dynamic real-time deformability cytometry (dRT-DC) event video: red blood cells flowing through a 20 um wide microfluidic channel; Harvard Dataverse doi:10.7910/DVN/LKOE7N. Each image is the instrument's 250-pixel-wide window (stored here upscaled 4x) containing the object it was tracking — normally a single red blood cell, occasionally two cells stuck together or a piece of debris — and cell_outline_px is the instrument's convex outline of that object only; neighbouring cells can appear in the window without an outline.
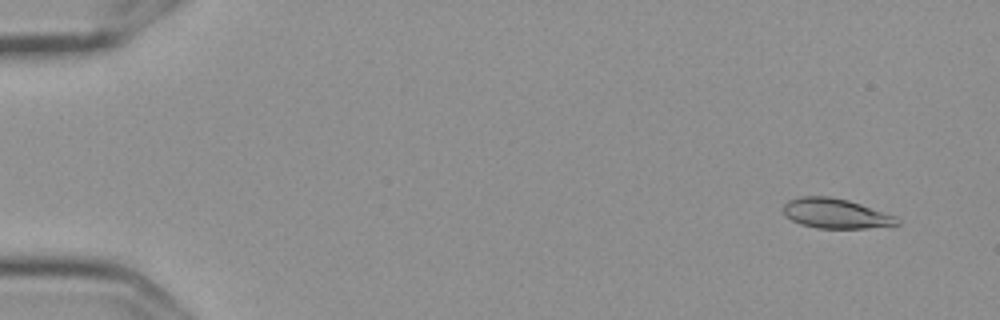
{"species": "Egyptian fruit bat (a non-hibernating species)", "species_latin": "Rousettus aegyptiacus", "temperature_condition": "cold", "stored_images_in_passage": 57, "camera_frame_rate_fps": 3000, "um_per_image_px": 0.085, "frame": {"image": 1, "passage_image": 4, "time_ms": 1.0, "image_size_px": [1000, 320], "cell_outline_px": [[900, 224], [864, 228], [816, 228], [800, 224], [784, 216], [784, 204], [788, 200], [800, 196], [828, 196], [848, 200], [896, 216], [900, 220]], "centroid_in_image_um": [71.0, 18.14], "position_along_channel_um": 14.0, "area_um2": 19.71}}
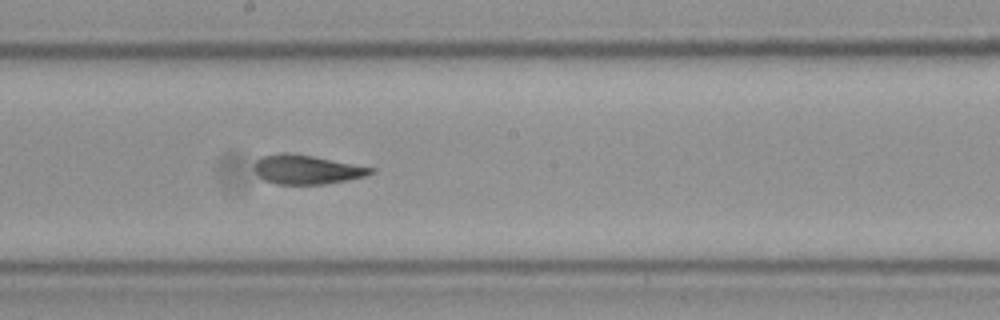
{"frame": {"image": 2, "passage_image": 32, "time_ms": 10.333, "image_size_px": [1000, 320], "cell_outline_px": [[376, 172], [364, 176], [348, 180], [324, 184], [276, 184], [264, 180], [256, 172], [256, 160], [264, 156], [284, 152], [288, 152], [312, 156], [376, 168]], "centroid_in_image_um": [26.12, 14.41], "position_along_channel_um": 222.1, "area_um2": 19.59}}
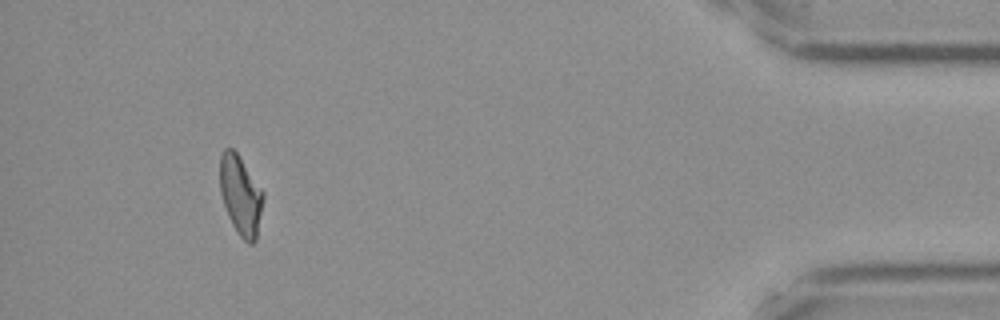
{"frame": {"image": 3, "passage_image": 53, "time_ms": 17.333, "image_size_px": [1000, 320], "cell_outline_px": [[264, 200], [256, 240], [252, 244], [248, 244], [240, 236], [232, 224], [228, 216], [220, 192], [220, 156], [224, 148], [232, 148], [236, 152], [264, 192]], "centroid_in_image_um": [20.46, 16.61], "position_along_channel_um": 414.7, "area_um2": 20.0}, "authors_computed_cell_mechanics": {"area_um2": 20.1144, "velocity_mm_per_s": 3.6072, "shape_relaxation_time_tau1_ms": 3.5763, "shape_relaxation_time_tau2_ms": 1.5835, "deformation_change_tau1": 0.1454, "deformation_change_tau2": 0.0863}}